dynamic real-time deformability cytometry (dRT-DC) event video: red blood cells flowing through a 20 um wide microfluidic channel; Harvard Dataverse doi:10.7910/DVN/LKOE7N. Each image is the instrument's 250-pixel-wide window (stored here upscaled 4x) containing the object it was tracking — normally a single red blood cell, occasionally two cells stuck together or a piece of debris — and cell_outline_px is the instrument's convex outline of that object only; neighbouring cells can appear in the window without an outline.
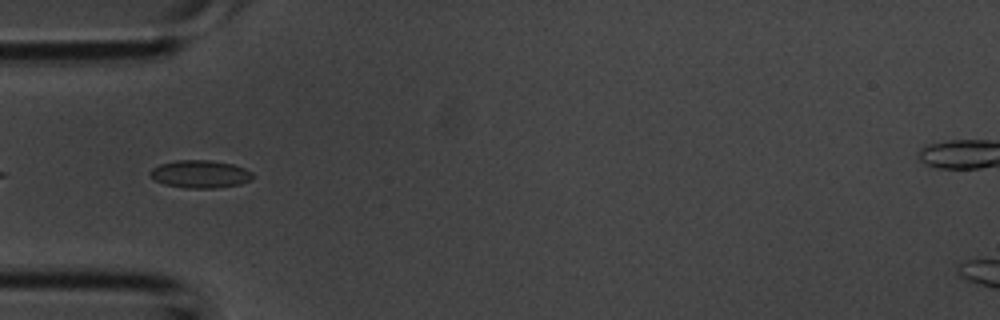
{"species": "common noctule bat (a hibernating species)", "species_latin": "Nyctalus noctula", "temperature_condition": "room temperature", "stored_images_in_passage": 3, "camera_frame_rate_fps": 3000, "um_per_image_px": 0.085, "animal": {"sex": "male", "body_mass_g": 20.1, "forearm_length_mm": 53.5}, "frame": {"image": 1, "passage_image": 3, "time_ms": 0.667, "image_size_px": [1000, 320], "cell_outline_px": [[252, 180], [240, 184], [216, 188], [184, 188], [164, 184], [156, 180], [148, 172], [152, 168], [160, 164], [176, 160], [212, 160], [232, 164], [244, 168], [252, 172]], "centroid_in_image_um": [17.02, 14.79], "position_along_channel_um": 68.0, "area_um2": 16.59}}